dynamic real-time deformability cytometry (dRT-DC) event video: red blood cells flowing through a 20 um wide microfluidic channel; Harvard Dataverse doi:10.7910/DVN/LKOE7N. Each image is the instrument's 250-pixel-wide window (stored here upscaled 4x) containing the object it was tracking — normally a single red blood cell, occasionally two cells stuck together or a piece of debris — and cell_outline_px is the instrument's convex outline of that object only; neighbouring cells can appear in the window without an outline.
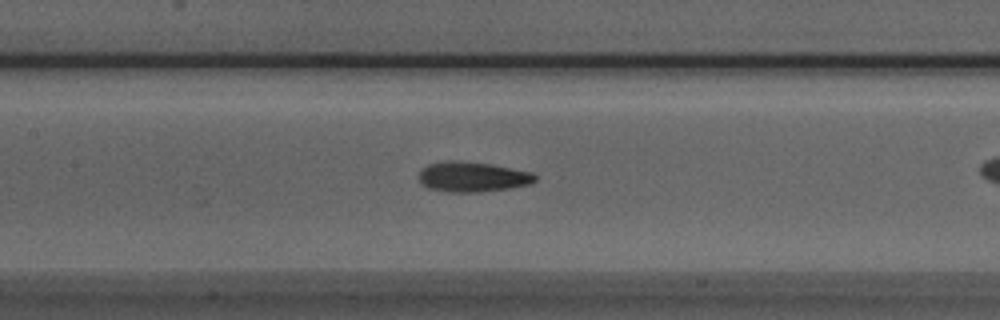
{"species": "Egyptian fruit bat (a non-hibernating species)", "species_latin": "Rousettus aegyptiacus", "temperature_condition": "room temperature", "stored_images_in_passage": 27, "camera_frame_rate_fps": 3000, "um_per_image_px": 0.085, "animal": {"sex": "male"}, "frame": {"image": 1, "passage_image": 9, "time_ms": 2.667, "image_size_px": [1000, 320], "cell_outline_px": [[536, 180], [528, 184], [508, 188], [480, 192], [448, 192], [428, 188], [420, 184], [416, 176], [428, 164], [444, 160], [452, 160], [492, 164], [532, 172], [536, 176]], "centroid_in_image_um": [40.1, 15.03], "position_along_channel_um": 167.3, "area_um2": 20.52}}
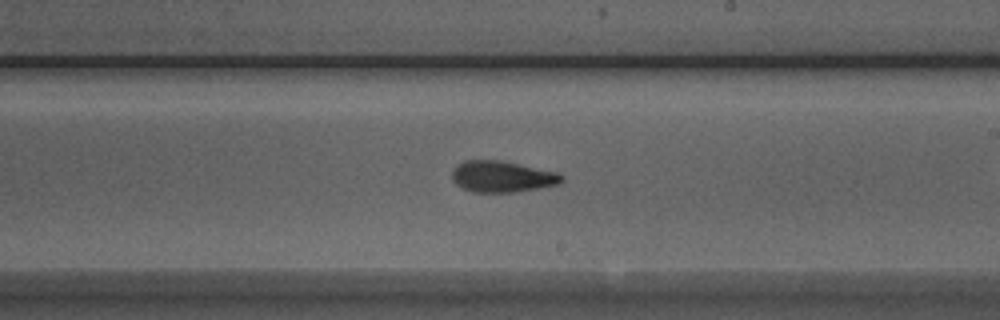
{"frame": {"image": 2, "passage_image": 15, "time_ms": 4.667, "image_size_px": [1000, 320], "cell_outline_px": [[564, 180], [556, 184], [516, 192], [472, 192], [460, 188], [452, 180], [452, 172], [464, 160], [496, 160], [556, 172], [564, 176]], "centroid_in_image_um": [42.63, 15.03], "position_along_channel_um": 246.4, "area_um2": 19.59}}
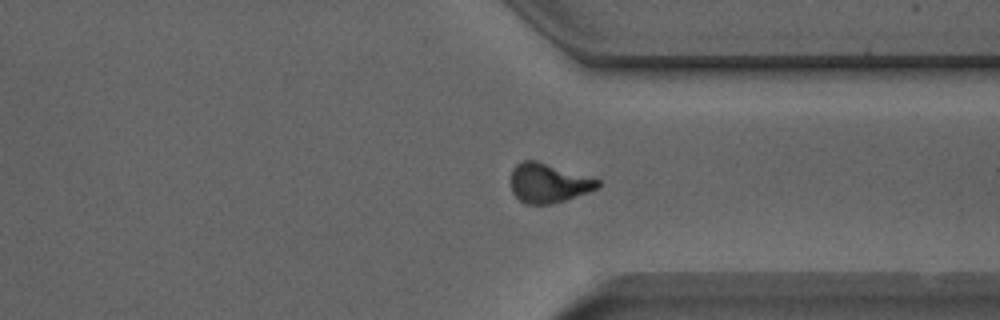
{"frame": {"image": 3, "passage_image": 24, "time_ms": 7.667, "image_size_px": [1000, 320], "cell_outline_px": [[600, 184], [596, 188], [564, 200], [552, 204], [524, 204], [512, 192], [512, 168], [516, 164], [524, 160], [536, 160], [600, 180]], "centroid_in_image_um": [46.57, 15.55], "position_along_channel_um": 364.8, "area_um2": 19.54}}